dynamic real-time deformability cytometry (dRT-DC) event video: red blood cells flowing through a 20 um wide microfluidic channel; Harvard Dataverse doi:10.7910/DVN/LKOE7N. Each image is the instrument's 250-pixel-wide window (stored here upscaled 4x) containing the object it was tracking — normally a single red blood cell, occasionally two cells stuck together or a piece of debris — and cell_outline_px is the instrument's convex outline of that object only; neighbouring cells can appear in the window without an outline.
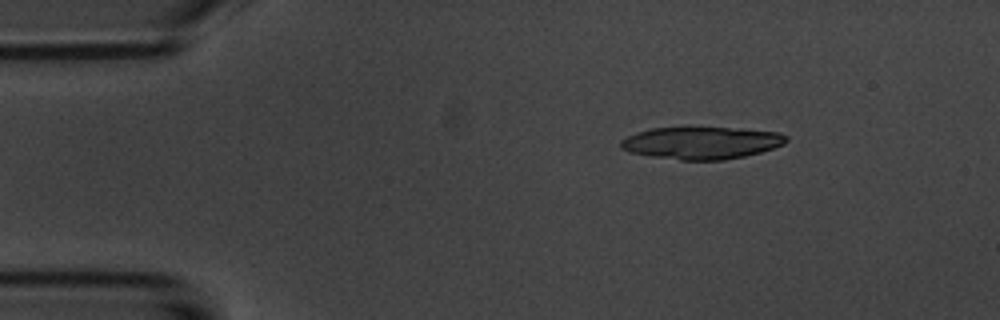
{"species": "common noctule bat (a hibernating species)", "species_latin": "Nyctalus noctula", "temperature_condition": "room temperature", "stored_images_in_passage": 5, "camera_frame_rate_fps": 3000, "um_per_image_px": 0.085, "animal": {"sex": "male", "body_mass_g": 20.1, "forearm_length_mm": 53.5}, "frame": {"image": 1, "passage_image": 2, "time_ms": 1.0, "image_size_px": [1000, 320], "cell_outline_px": [[788, 140], [784, 144], [760, 152], [744, 156], [724, 160], [680, 160], [652, 156], [628, 152], [620, 148], [620, 140], [636, 132], [652, 128], [740, 128], [780, 132], [788, 136]], "centroid_in_image_um": [59.63, 12.14], "position_along_channel_um": 25.4, "area_um2": 31.15}}
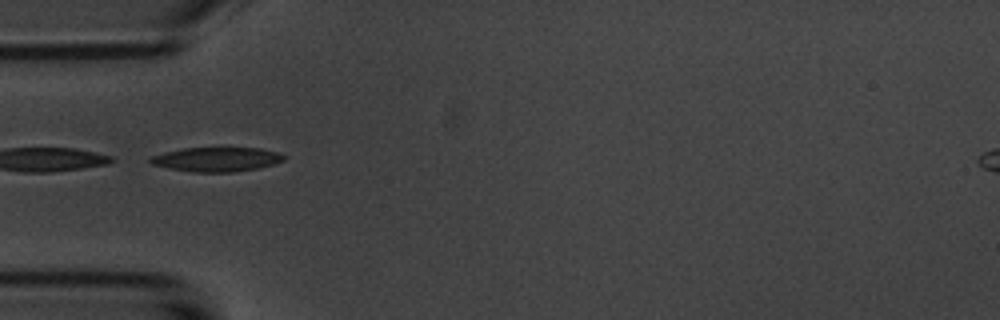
{"frame": {"image": 2, "passage_image": 4, "time_ms": 4.0, "image_size_px": [1000, 320], "cell_outline_px": [[288, 156], [284, 160], [272, 164], [256, 168], [232, 172], [192, 172], [152, 164], [148, 160], [148, 156], [164, 152], [184, 148], [260, 148], [276, 152]], "centroid_in_image_um": [18.39, 13.54], "position_along_channel_um": 66.6, "area_um2": 18.79}}